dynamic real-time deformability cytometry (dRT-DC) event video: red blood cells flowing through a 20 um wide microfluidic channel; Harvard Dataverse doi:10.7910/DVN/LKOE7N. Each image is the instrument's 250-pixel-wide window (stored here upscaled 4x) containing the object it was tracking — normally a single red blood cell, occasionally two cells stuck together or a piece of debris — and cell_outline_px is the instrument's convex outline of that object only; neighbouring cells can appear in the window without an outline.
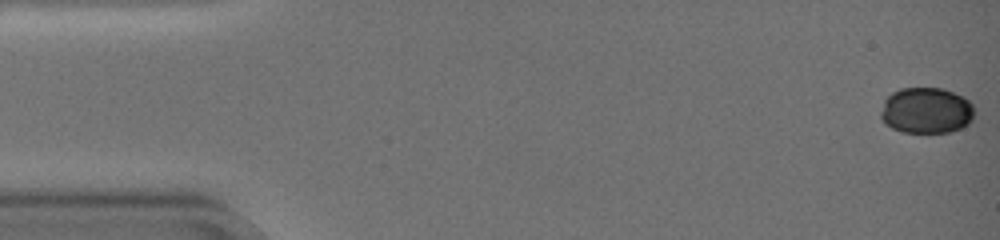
{"species": "common noctule bat (a hibernating species)", "species_latin": "Nyctalus noctula", "temperature_condition": "warm", "stored_images_in_passage": 60, "camera_frame_rate_fps": 3000, "um_per_image_px": 0.085, "animal": {"sex": "female", "body_mass_g": 19.0, "forearm_length_mm": 51.5}, "frame": {"image": 1, "passage_image": 1, "time_ms": 0.0, "image_size_px": [1000, 240], "cell_outline_px": [[976, 112], [972, 120], [968, 124], [960, 128], [948, 132], [904, 132], [892, 128], [884, 124], [880, 116], [880, 112], [884, 100], [892, 92], [900, 88], [940, 88], [964, 96], [972, 104]], "centroid_in_image_um": [78.74, 9.39], "position_along_channel_um": 6.3, "area_um2": 25.32}}
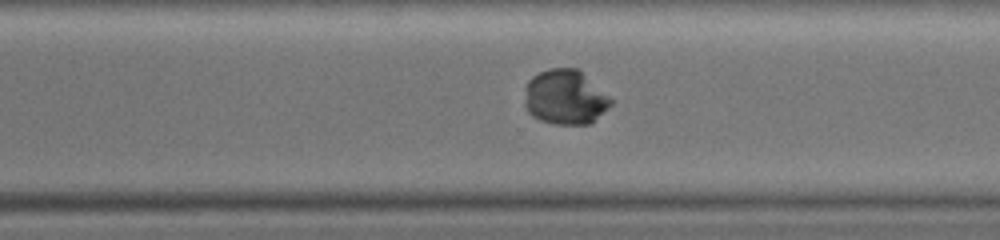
{"frame": {"image": 2, "passage_image": 43, "time_ms": 14.0, "image_size_px": [1000, 240], "cell_outline_px": [[612, 104], [592, 124], [552, 124], [540, 120], [532, 116], [528, 112], [524, 104], [524, 100], [528, 80], [532, 76], [540, 72], [552, 68], [576, 68], [608, 96], [612, 100]], "centroid_in_image_um": [48.01, 8.29], "position_along_channel_um": 322.6, "area_um2": 27.34}}
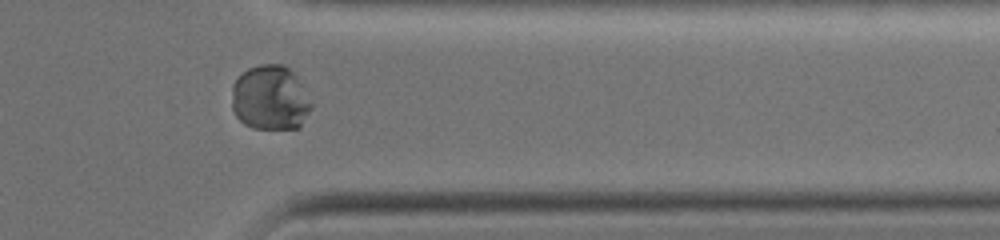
{"frame": {"image": 3, "passage_image": 49, "time_ms": 16.0, "image_size_px": [1000, 240], "cell_outline_px": [[312, 108], [300, 128], [252, 128], [244, 124], [236, 116], [232, 108], [232, 84], [248, 68], [260, 64], [284, 64], [292, 72], [312, 104]], "centroid_in_image_um": [22.95, 8.33], "position_along_channel_um": 388.5, "area_um2": 29.82}, "authors_computed_cell_mechanics": {"area_um2": 28.3509, "velocity_mm_per_s": 3.2782, "shape_relaxation_time_tau1_ms": 6.6262, "shape_relaxation_time_tau2_ms": null, "deformation_change_tau1": 0.174, "deformation_change_tau2": null}}